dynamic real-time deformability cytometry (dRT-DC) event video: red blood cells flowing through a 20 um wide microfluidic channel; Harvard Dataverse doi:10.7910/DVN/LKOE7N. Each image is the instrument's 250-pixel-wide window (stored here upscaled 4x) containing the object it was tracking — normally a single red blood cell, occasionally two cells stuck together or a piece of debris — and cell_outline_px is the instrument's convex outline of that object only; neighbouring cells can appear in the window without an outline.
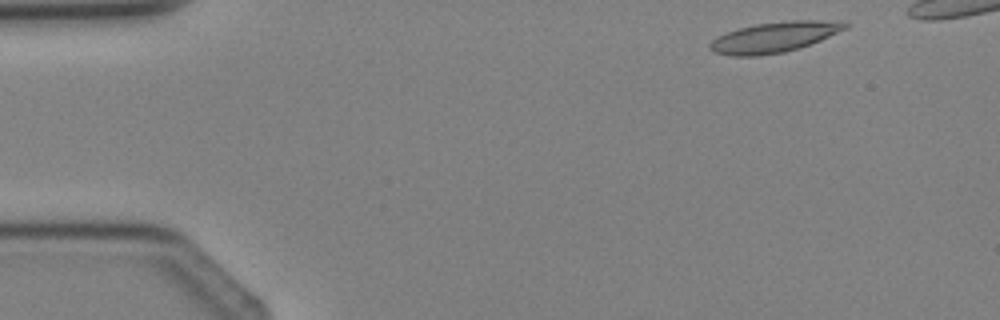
{"species": "Egyptian fruit bat (a non-hibernating species)", "species_latin": "Rousettus aegyptiacus", "temperature_condition": "cold", "stored_images_in_passage": 4, "camera_frame_rate_fps": 3000, "um_per_image_px": 0.085, "animal": {"sex": "female"}, "frame": {"image": 1, "passage_image": 1, "time_ms": 0.0, "image_size_px": [1000, 320], "cell_outline_px": [[852, 24], [848, 28], [820, 40], [800, 48], [784, 52], [756, 56], [732, 56], [716, 52], [708, 48], [708, 44], [712, 40], [728, 32], [740, 28], [756, 24], [792, 20], [848, 20]], "centroid_in_image_um": [65.92, 3.14], "position_along_channel_um": 19.1, "area_um2": 24.1}}